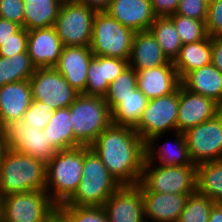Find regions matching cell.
I'll list each match as a JSON object with an SVG mask.
<instances>
[{
    "label": "cell",
    "mask_w": 222,
    "mask_h": 222,
    "mask_svg": "<svg viewBox=\"0 0 222 222\" xmlns=\"http://www.w3.org/2000/svg\"><path fill=\"white\" fill-rule=\"evenodd\" d=\"M120 185H137L145 162V142L134 128L111 124L90 146Z\"/></svg>",
    "instance_id": "obj_1"
},
{
    "label": "cell",
    "mask_w": 222,
    "mask_h": 222,
    "mask_svg": "<svg viewBox=\"0 0 222 222\" xmlns=\"http://www.w3.org/2000/svg\"><path fill=\"white\" fill-rule=\"evenodd\" d=\"M45 188L46 164L8 148L0 162V198Z\"/></svg>",
    "instance_id": "obj_2"
},
{
    "label": "cell",
    "mask_w": 222,
    "mask_h": 222,
    "mask_svg": "<svg viewBox=\"0 0 222 222\" xmlns=\"http://www.w3.org/2000/svg\"><path fill=\"white\" fill-rule=\"evenodd\" d=\"M120 186L96 152L84 146L82 178L74 195L65 204L102 207Z\"/></svg>",
    "instance_id": "obj_3"
},
{
    "label": "cell",
    "mask_w": 222,
    "mask_h": 222,
    "mask_svg": "<svg viewBox=\"0 0 222 222\" xmlns=\"http://www.w3.org/2000/svg\"><path fill=\"white\" fill-rule=\"evenodd\" d=\"M84 146L57 151L46 165V188L58 207L75 193L82 178Z\"/></svg>",
    "instance_id": "obj_4"
},
{
    "label": "cell",
    "mask_w": 222,
    "mask_h": 222,
    "mask_svg": "<svg viewBox=\"0 0 222 222\" xmlns=\"http://www.w3.org/2000/svg\"><path fill=\"white\" fill-rule=\"evenodd\" d=\"M75 148L91 146L111 124V111L101 96L79 94L69 106Z\"/></svg>",
    "instance_id": "obj_5"
},
{
    "label": "cell",
    "mask_w": 222,
    "mask_h": 222,
    "mask_svg": "<svg viewBox=\"0 0 222 222\" xmlns=\"http://www.w3.org/2000/svg\"><path fill=\"white\" fill-rule=\"evenodd\" d=\"M135 32L123 26L106 11H97L92 28L90 50L95 56L128 60Z\"/></svg>",
    "instance_id": "obj_6"
},
{
    "label": "cell",
    "mask_w": 222,
    "mask_h": 222,
    "mask_svg": "<svg viewBox=\"0 0 222 222\" xmlns=\"http://www.w3.org/2000/svg\"><path fill=\"white\" fill-rule=\"evenodd\" d=\"M57 211L45 190L0 198V222H46Z\"/></svg>",
    "instance_id": "obj_7"
},
{
    "label": "cell",
    "mask_w": 222,
    "mask_h": 222,
    "mask_svg": "<svg viewBox=\"0 0 222 222\" xmlns=\"http://www.w3.org/2000/svg\"><path fill=\"white\" fill-rule=\"evenodd\" d=\"M197 165L162 166L144 162L141 183L151 192L194 194Z\"/></svg>",
    "instance_id": "obj_8"
},
{
    "label": "cell",
    "mask_w": 222,
    "mask_h": 222,
    "mask_svg": "<svg viewBox=\"0 0 222 222\" xmlns=\"http://www.w3.org/2000/svg\"><path fill=\"white\" fill-rule=\"evenodd\" d=\"M96 12L72 0L62 2L54 27L63 46L90 47Z\"/></svg>",
    "instance_id": "obj_9"
},
{
    "label": "cell",
    "mask_w": 222,
    "mask_h": 222,
    "mask_svg": "<svg viewBox=\"0 0 222 222\" xmlns=\"http://www.w3.org/2000/svg\"><path fill=\"white\" fill-rule=\"evenodd\" d=\"M179 87L171 94L149 99L134 130L145 142L154 135L177 131Z\"/></svg>",
    "instance_id": "obj_10"
},
{
    "label": "cell",
    "mask_w": 222,
    "mask_h": 222,
    "mask_svg": "<svg viewBox=\"0 0 222 222\" xmlns=\"http://www.w3.org/2000/svg\"><path fill=\"white\" fill-rule=\"evenodd\" d=\"M3 135L9 149L27 154L48 164L57 150L50 144L43 130L26 126L22 119L2 125Z\"/></svg>",
    "instance_id": "obj_11"
},
{
    "label": "cell",
    "mask_w": 222,
    "mask_h": 222,
    "mask_svg": "<svg viewBox=\"0 0 222 222\" xmlns=\"http://www.w3.org/2000/svg\"><path fill=\"white\" fill-rule=\"evenodd\" d=\"M195 165L222 160V112L184 132Z\"/></svg>",
    "instance_id": "obj_12"
},
{
    "label": "cell",
    "mask_w": 222,
    "mask_h": 222,
    "mask_svg": "<svg viewBox=\"0 0 222 222\" xmlns=\"http://www.w3.org/2000/svg\"><path fill=\"white\" fill-rule=\"evenodd\" d=\"M32 99L50 105L54 110L69 107L78 93L54 68H36L30 77Z\"/></svg>",
    "instance_id": "obj_13"
},
{
    "label": "cell",
    "mask_w": 222,
    "mask_h": 222,
    "mask_svg": "<svg viewBox=\"0 0 222 222\" xmlns=\"http://www.w3.org/2000/svg\"><path fill=\"white\" fill-rule=\"evenodd\" d=\"M102 207L109 222H145L143 196L138 185H121Z\"/></svg>",
    "instance_id": "obj_14"
},
{
    "label": "cell",
    "mask_w": 222,
    "mask_h": 222,
    "mask_svg": "<svg viewBox=\"0 0 222 222\" xmlns=\"http://www.w3.org/2000/svg\"><path fill=\"white\" fill-rule=\"evenodd\" d=\"M172 134L173 142L171 140L160 145L161 137L166 134L154 135L145 141V162L162 166L195 165L190 158L184 132L176 131Z\"/></svg>",
    "instance_id": "obj_15"
},
{
    "label": "cell",
    "mask_w": 222,
    "mask_h": 222,
    "mask_svg": "<svg viewBox=\"0 0 222 222\" xmlns=\"http://www.w3.org/2000/svg\"><path fill=\"white\" fill-rule=\"evenodd\" d=\"M221 111V107L213 99L190 92L179 85V107L177 117V131L185 132L213 118Z\"/></svg>",
    "instance_id": "obj_16"
},
{
    "label": "cell",
    "mask_w": 222,
    "mask_h": 222,
    "mask_svg": "<svg viewBox=\"0 0 222 222\" xmlns=\"http://www.w3.org/2000/svg\"><path fill=\"white\" fill-rule=\"evenodd\" d=\"M137 185L143 196L145 222H178L191 194L151 192L141 182Z\"/></svg>",
    "instance_id": "obj_17"
},
{
    "label": "cell",
    "mask_w": 222,
    "mask_h": 222,
    "mask_svg": "<svg viewBox=\"0 0 222 222\" xmlns=\"http://www.w3.org/2000/svg\"><path fill=\"white\" fill-rule=\"evenodd\" d=\"M93 56L90 47L63 46L54 68L81 94L86 88L88 68Z\"/></svg>",
    "instance_id": "obj_18"
},
{
    "label": "cell",
    "mask_w": 222,
    "mask_h": 222,
    "mask_svg": "<svg viewBox=\"0 0 222 222\" xmlns=\"http://www.w3.org/2000/svg\"><path fill=\"white\" fill-rule=\"evenodd\" d=\"M63 49L54 26L28 31L27 52L36 68L54 67Z\"/></svg>",
    "instance_id": "obj_19"
},
{
    "label": "cell",
    "mask_w": 222,
    "mask_h": 222,
    "mask_svg": "<svg viewBox=\"0 0 222 222\" xmlns=\"http://www.w3.org/2000/svg\"><path fill=\"white\" fill-rule=\"evenodd\" d=\"M128 66V60L94 55L89 64L87 84L82 94L104 97L109 85Z\"/></svg>",
    "instance_id": "obj_20"
},
{
    "label": "cell",
    "mask_w": 222,
    "mask_h": 222,
    "mask_svg": "<svg viewBox=\"0 0 222 222\" xmlns=\"http://www.w3.org/2000/svg\"><path fill=\"white\" fill-rule=\"evenodd\" d=\"M105 11L134 32L149 30L156 18L150 0H112Z\"/></svg>",
    "instance_id": "obj_21"
},
{
    "label": "cell",
    "mask_w": 222,
    "mask_h": 222,
    "mask_svg": "<svg viewBox=\"0 0 222 222\" xmlns=\"http://www.w3.org/2000/svg\"><path fill=\"white\" fill-rule=\"evenodd\" d=\"M137 72V88L148 99L173 93L181 84L172 61L168 64Z\"/></svg>",
    "instance_id": "obj_22"
},
{
    "label": "cell",
    "mask_w": 222,
    "mask_h": 222,
    "mask_svg": "<svg viewBox=\"0 0 222 222\" xmlns=\"http://www.w3.org/2000/svg\"><path fill=\"white\" fill-rule=\"evenodd\" d=\"M32 100L29 80L0 86V126L21 119Z\"/></svg>",
    "instance_id": "obj_23"
},
{
    "label": "cell",
    "mask_w": 222,
    "mask_h": 222,
    "mask_svg": "<svg viewBox=\"0 0 222 222\" xmlns=\"http://www.w3.org/2000/svg\"><path fill=\"white\" fill-rule=\"evenodd\" d=\"M160 45L149 30L135 32L129 66L135 71L151 69L168 64Z\"/></svg>",
    "instance_id": "obj_24"
},
{
    "label": "cell",
    "mask_w": 222,
    "mask_h": 222,
    "mask_svg": "<svg viewBox=\"0 0 222 222\" xmlns=\"http://www.w3.org/2000/svg\"><path fill=\"white\" fill-rule=\"evenodd\" d=\"M181 85L222 105V72L212 63L189 72L181 80Z\"/></svg>",
    "instance_id": "obj_25"
},
{
    "label": "cell",
    "mask_w": 222,
    "mask_h": 222,
    "mask_svg": "<svg viewBox=\"0 0 222 222\" xmlns=\"http://www.w3.org/2000/svg\"><path fill=\"white\" fill-rule=\"evenodd\" d=\"M212 38L183 44L173 64L180 81L193 70L212 63Z\"/></svg>",
    "instance_id": "obj_26"
},
{
    "label": "cell",
    "mask_w": 222,
    "mask_h": 222,
    "mask_svg": "<svg viewBox=\"0 0 222 222\" xmlns=\"http://www.w3.org/2000/svg\"><path fill=\"white\" fill-rule=\"evenodd\" d=\"M62 0H23L24 28L32 30L54 26Z\"/></svg>",
    "instance_id": "obj_27"
},
{
    "label": "cell",
    "mask_w": 222,
    "mask_h": 222,
    "mask_svg": "<svg viewBox=\"0 0 222 222\" xmlns=\"http://www.w3.org/2000/svg\"><path fill=\"white\" fill-rule=\"evenodd\" d=\"M50 144L57 150L75 148V136L71 124L69 107L53 111V117L44 128Z\"/></svg>",
    "instance_id": "obj_28"
},
{
    "label": "cell",
    "mask_w": 222,
    "mask_h": 222,
    "mask_svg": "<svg viewBox=\"0 0 222 222\" xmlns=\"http://www.w3.org/2000/svg\"><path fill=\"white\" fill-rule=\"evenodd\" d=\"M148 98L136 88L111 112V122L116 126L135 128L148 103Z\"/></svg>",
    "instance_id": "obj_29"
},
{
    "label": "cell",
    "mask_w": 222,
    "mask_h": 222,
    "mask_svg": "<svg viewBox=\"0 0 222 222\" xmlns=\"http://www.w3.org/2000/svg\"><path fill=\"white\" fill-rule=\"evenodd\" d=\"M196 191L214 202L222 200V160L197 165Z\"/></svg>",
    "instance_id": "obj_30"
},
{
    "label": "cell",
    "mask_w": 222,
    "mask_h": 222,
    "mask_svg": "<svg viewBox=\"0 0 222 222\" xmlns=\"http://www.w3.org/2000/svg\"><path fill=\"white\" fill-rule=\"evenodd\" d=\"M149 31L157 40L167 59L174 62L183 44L173 21L169 17H156Z\"/></svg>",
    "instance_id": "obj_31"
},
{
    "label": "cell",
    "mask_w": 222,
    "mask_h": 222,
    "mask_svg": "<svg viewBox=\"0 0 222 222\" xmlns=\"http://www.w3.org/2000/svg\"><path fill=\"white\" fill-rule=\"evenodd\" d=\"M35 70L27 51L12 57L0 56V86L29 80Z\"/></svg>",
    "instance_id": "obj_32"
},
{
    "label": "cell",
    "mask_w": 222,
    "mask_h": 222,
    "mask_svg": "<svg viewBox=\"0 0 222 222\" xmlns=\"http://www.w3.org/2000/svg\"><path fill=\"white\" fill-rule=\"evenodd\" d=\"M137 88V72L128 66L108 87L104 100L112 112L120 103Z\"/></svg>",
    "instance_id": "obj_33"
},
{
    "label": "cell",
    "mask_w": 222,
    "mask_h": 222,
    "mask_svg": "<svg viewBox=\"0 0 222 222\" xmlns=\"http://www.w3.org/2000/svg\"><path fill=\"white\" fill-rule=\"evenodd\" d=\"M169 18L173 21L182 44L195 43L208 37L206 20H197L176 13Z\"/></svg>",
    "instance_id": "obj_34"
},
{
    "label": "cell",
    "mask_w": 222,
    "mask_h": 222,
    "mask_svg": "<svg viewBox=\"0 0 222 222\" xmlns=\"http://www.w3.org/2000/svg\"><path fill=\"white\" fill-rule=\"evenodd\" d=\"M215 202L197 191L189 195L178 222H209V216Z\"/></svg>",
    "instance_id": "obj_35"
},
{
    "label": "cell",
    "mask_w": 222,
    "mask_h": 222,
    "mask_svg": "<svg viewBox=\"0 0 222 222\" xmlns=\"http://www.w3.org/2000/svg\"><path fill=\"white\" fill-rule=\"evenodd\" d=\"M57 210L67 222H109L103 207L61 204L57 207Z\"/></svg>",
    "instance_id": "obj_36"
},
{
    "label": "cell",
    "mask_w": 222,
    "mask_h": 222,
    "mask_svg": "<svg viewBox=\"0 0 222 222\" xmlns=\"http://www.w3.org/2000/svg\"><path fill=\"white\" fill-rule=\"evenodd\" d=\"M53 111L55 110L50 105H46L41 101L32 100L29 108L21 119L27 127L31 125L43 130L53 117Z\"/></svg>",
    "instance_id": "obj_37"
},
{
    "label": "cell",
    "mask_w": 222,
    "mask_h": 222,
    "mask_svg": "<svg viewBox=\"0 0 222 222\" xmlns=\"http://www.w3.org/2000/svg\"><path fill=\"white\" fill-rule=\"evenodd\" d=\"M28 30L22 27L0 46V56L12 57L27 51Z\"/></svg>",
    "instance_id": "obj_38"
},
{
    "label": "cell",
    "mask_w": 222,
    "mask_h": 222,
    "mask_svg": "<svg viewBox=\"0 0 222 222\" xmlns=\"http://www.w3.org/2000/svg\"><path fill=\"white\" fill-rule=\"evenodd\" d=\"M205 24L209 37H222V0L208 4Z\"/></svg>",
    "instance_id": "obj_39"
},
{
    "label": "cell",
    "mask_w": 222,
    "mask_h": 222,
    "mask_svg": "<svg viewBox=\"0 0 222 222\" xmlns=\"http://www.w3.org/2000/svg\"><path fill=\"white\" fill-rule=\"evenodd\" d=\"M208 3L205 0H180L176 14L206 20Z\"/></svg>",
    "instance_id": "obj_40"
},
{
    "label": "cell",
    "mask_w": 222,
    "mask_h": 222,
    "mask_svg": "<svg viewBox=\"0 0 222 222\" xmlns=\"http://www.w3.org/2000/svg\"><path fill=\"white\" fill-rule=\"evenodd\" d=\"M23 0H0V18L15 22L24 27Z\"/></svg>",
    "instance_id": "obj_41"
},
{
    "label": "cell",
    "mask_w": 222,
    "mask_h": 222,
    "mask_svg": "<svg viewBox=\"0 0 222 222\" xmlns=\"http://www.w3.org/2000/svg\"><path fill=\"white\" fill-rule=\"evenodd\" d=\"M156 17H169L176 13L180 0H150Z\"/></svg>",
    "instance_id": "obj_42"
},
{
    "label": "cell",
    "mask_w": 222,
    "mask_h": 222,
    "mask_svg": "<svg viewBox=\"0 0 222 222\" xmlns=\"http://www.w3.org/2000/svg\"><path fill=\"white\" fill-rule=\"evenodd\" d=\"M21 28L22 26L15 22L0 18V46Z\"/></svg>",
    "instance_id": "obj_43"
},
{
    "label": "cell",
    "mask_w": 222,
    "mask_h": 222,
    "mask_svg": "<svg viewBox=\"0 0 222 222\" xmlns=\"http://www.w3.org/2000/svg\"><path fill=\"white\" fill-rule=\"evenodd\" d=\"M212 64L222 72V37L212 38Z\"/></svg>",
    "instance_id": "obj_44"
},
{
    "label": "cell",
    "mask_w": 222,
    "mask_h": 222,
    "mask_svg": "<svg viewBox=\"0 0 222 222\" xmlns=\"http://www.w3.org/2000/svg\"><path fill=\"white\" fill-rule=\"evenodd\" d=\"M73 2L86 5L96 11H105L112 0H72Z\"/></svg>",
    "instance_id": "obj_45"
},
{
    "label": "cell",
    "mask_w": 222,
    "mask_h": 222,
    "mask_svg": "<svg viewBox=\"0 0 222 222\" xmlns=\"http://www.w3.org/2000/svg\"><path fill=\"white\" fill-rule=\"evenodd\" d=\"M209 222H222V210L216 204L211 209Z\"/></svg>",
    "instance_id": "obj_46"
},
{
    "label": "cell",
    "mask_w": 222,
    "mask_h": 222,
    "mask_svg": "<svg viewBox=\"0 0 222 222\" xmlns=\"http://www.w3.org/2000/svg\"><path fill=\"white\" fill-rule=\"evenodd\" d=\"M8 150L7 142L3 135L2 126H0V162L3 160V157Z\"/></svg>",
    "instance_id": "obj_47"
},
{
    "label": "cell",
    "mask_w": 222,
    "mask_h": 222,
    "mask_svg": "<svg viewBox=\"0 0 222 222\" xmlns=\"http://www.w3.org/2000/svg\"><path fill=\"white\" fill-rule=\"evenodd\" d=\"M46 222H67L63 215L57 210Z\"/></svg>",
    "instance_id": "obj_48"
},
{
    "label": "cell",
    "mask_w": 222,
    "mask_h": 222,
    "mask_svg": "<svg viewBox=\"0 0 222 222\" xmlns=\"http://www.w3.org/2000/svg\"><path fill=\"white\" fill-rule=\"evenodd\" d=\"M215 204L222 210V200L215 202Z\"/></svg>",
    "instance_id": "obj_49"
},
{
    "label": "cell",
    "mask_w": 222,
    "mask_h": 222,
    "mask_svg": "<svg viewBox=\"0 0 222 222\" xmlns=\"http://www.w3.org/2000/svg\"><path fill=\"white\" fill-rule=\"evenodd\" d=\"M208 4H210L211 2H214L216 0H205Z\"/></svg>",
    "instance_id": "obj_50"
}]
</instances>
